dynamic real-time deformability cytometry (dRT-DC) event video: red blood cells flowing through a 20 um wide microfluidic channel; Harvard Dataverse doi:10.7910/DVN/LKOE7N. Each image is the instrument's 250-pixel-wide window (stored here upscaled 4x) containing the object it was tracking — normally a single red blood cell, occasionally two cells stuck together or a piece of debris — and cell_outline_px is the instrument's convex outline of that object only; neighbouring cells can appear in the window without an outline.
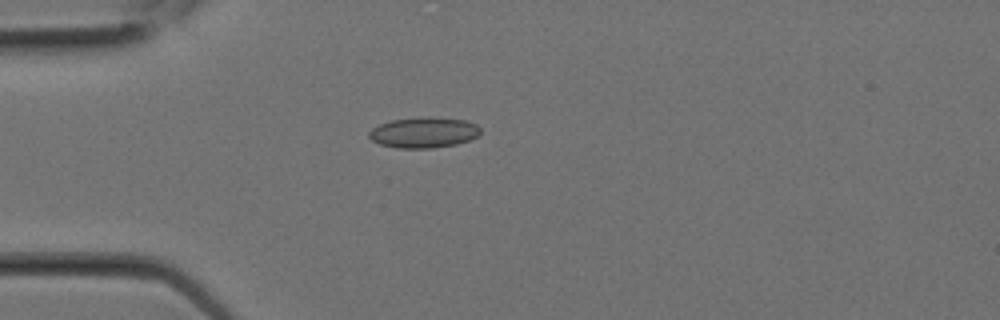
{"species": "Egyptian fruit bat (a non-hibernating species)", "species_latin": "Rousettus aegyptiacus", "temperature_condition": "room temperature", "stored_images_in_passage": 3, "camera_frame_rate_fps": 3000, "um_per_image_px": 0.085, "animal": {"sex": "female"}, "frame": {"image": 1, "passage_image": 3, "time_ms": 0.667, "image_size_px": [1000, 320], "cell_outline_px": [[480, 132], [476, 136], [468, 140], [456, 144], [432, 148], [396, 148], [380, 144], [372, 140], [368, 136], [368, 132], [372, 128], [380, 124], [392, 120], [428, 116], [464, 120], [476, 124], [480, 128]], "centroid_in_image_um": [35.99, 11.26], "position_along_channel_um": 49.0, "area_um2": 19.83}}